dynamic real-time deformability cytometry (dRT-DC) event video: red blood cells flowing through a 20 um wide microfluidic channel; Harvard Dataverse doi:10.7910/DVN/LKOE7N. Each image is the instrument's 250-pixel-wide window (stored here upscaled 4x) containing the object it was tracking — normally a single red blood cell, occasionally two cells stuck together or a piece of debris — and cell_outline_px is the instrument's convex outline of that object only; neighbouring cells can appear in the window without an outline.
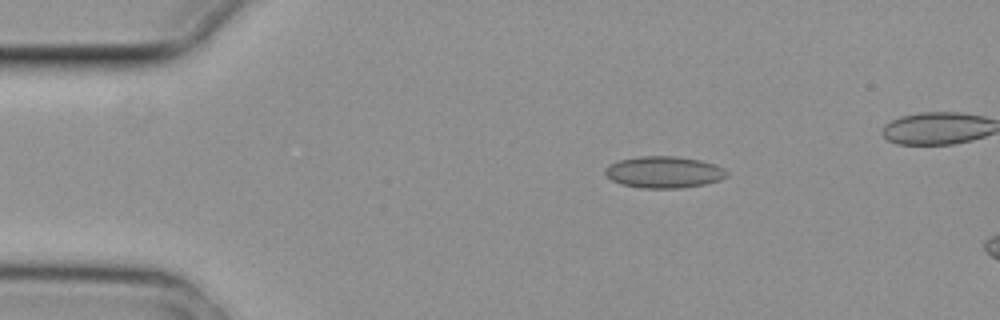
{"species": "common noctule bat (a hibernating species)", "species_latin": "Nyctalus noctula", "temperature_condition": "cold", "stored_images_in_passage": 5, "camera_frame_rate_fps": 3000, "um_per_image_px": 0.085, "animal": {"sex": "female", "body_mass_g": 29.2, "forearm_length_mm": 56.3}, "frame": {"image": 1, "passage_image": 3, "time_ms": 0.667, "image_size_px": [1000, 320], "cell_outline_px": [[728, 176], [720, 180], [704, 184], [680, 188], [640, 188], [620, 184], [612, 180], [604, 172], [604, 168], [608, 164], [620, 160], [636, 156], [676, 156], [700, 160], [724, 168], [728, 172]], "centroid_in_image_um": [56.41, 14.63], "position_along_channel_um": 28.6, "area_um2": 22.54}}